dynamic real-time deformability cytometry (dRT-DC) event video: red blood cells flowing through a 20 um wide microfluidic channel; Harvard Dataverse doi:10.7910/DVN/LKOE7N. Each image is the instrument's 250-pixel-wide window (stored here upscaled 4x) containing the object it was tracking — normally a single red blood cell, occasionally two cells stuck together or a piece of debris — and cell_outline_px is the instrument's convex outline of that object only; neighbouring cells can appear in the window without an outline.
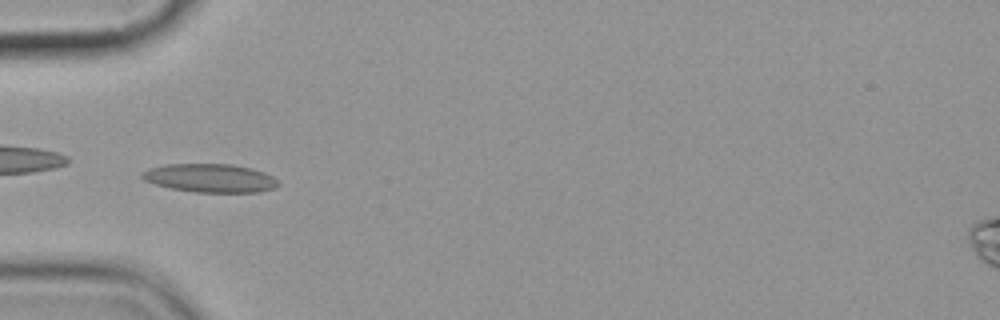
{"species": "common noctule bat (a hibernating species)", "species_latin": "Nyctalus noctula", "temperature_condition": "cold", "stored_images_in_passage": 9, "camera_frame_rate_fps": 3000, "um_per_image_px": 0.085, "animal": {"sex": "female", "body_mass_g": 19.9}, "frame": {"image": 1, "passage_image": 6, "time_ms": 6.0, "image_size_px": [1000, 320], "cell_outline_px": [[280, 184], [276, 188], [260, 192], [196, 192], [168, 188], [144, 180], [140, 176], [140, 172], [148, 168], [168, 164], [232, 164], [252, 168], [264, 172], [272, 176]], "centroid_in_image_um": [17.85, 15.13], "position_along_channel_um": 67.1, "area_um2": 22.77}}
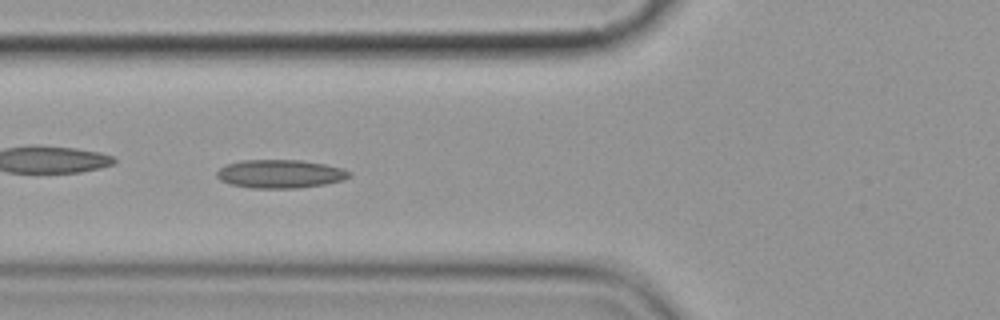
{"frame": {"image": 2, "passage_image": 7, "time_ms": 7.0, "image_size_px": [1000, 320], "cell_outline_px": [[352, 176], [344, 180], [324, 184], [296, 188], [252, 188], [232, 184], [220, 180], [216, 176], [216, 172], [224, 164], [240, 160], [300, 160], [324, 164], [340, 168], [352, 172]], "centroid_in_image_um": [23.8, 14.77], "position_along_channel_um": 102.0, "area_um2": 21.96}}
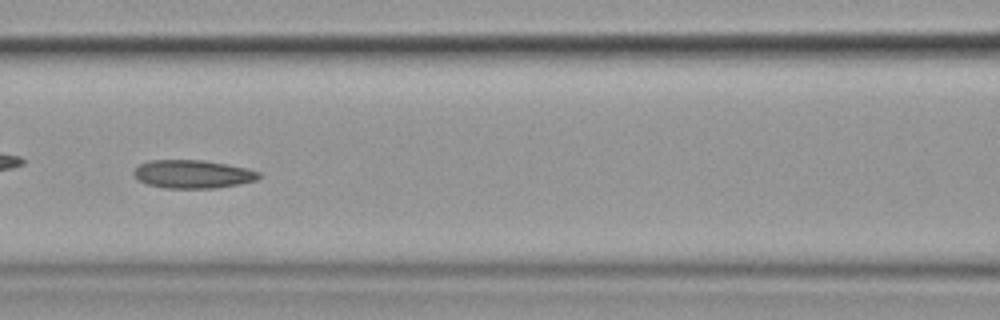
{"frame": {"image": 3, "passage_image": 8, "time_ms": 8.333, "image_size_px": [1000, 320], "cell_outline_px": [[260, 176], [256, 180], [240, 184], [216, 188], [164, 188], [148, 184], [136, 180], [132, 176], [132, 172], [140, 164], [148, 160], [204, 160], [248, 168], [260, 172]], "centroid_in_image_um": [16.35, 14.8], "position_along_channel_um": 150.2, "area_um2": 20.81}}